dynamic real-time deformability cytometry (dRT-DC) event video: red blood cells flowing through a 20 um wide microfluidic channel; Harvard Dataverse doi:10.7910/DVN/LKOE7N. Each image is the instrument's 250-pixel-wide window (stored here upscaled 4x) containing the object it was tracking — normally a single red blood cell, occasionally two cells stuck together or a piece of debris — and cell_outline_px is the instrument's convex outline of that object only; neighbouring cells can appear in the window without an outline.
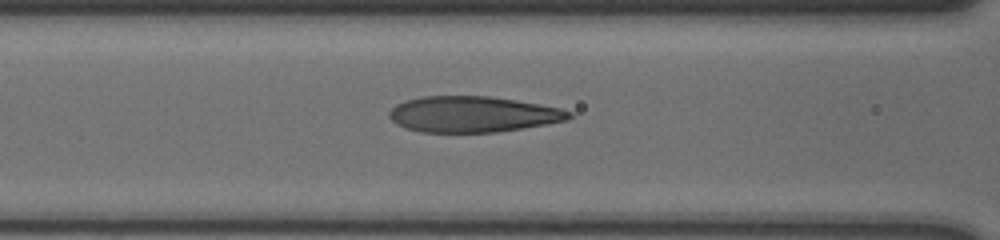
{"species": "human", "species_latin": "Homo sapiens", "temperature_condition": "cold", "stored_images_in_passage": 45, "camera_frame_rate_fps": 3000, "um_per_image_px": 0.085, "donor": {"sex": "male"}, "frame": {"image": 1, "passage_image": 20, "time_ms": 6.333, "image_size_px": [1000, 240], "cell_outline_px": [[572, 116], [568, 120], [496, 132], [420, 132], [404, 128], [396, 124], [388, 116], [388, 112], [396, 104], [408, 100], [424, 96], [488, 96], [516, 100], [540, 104], [560, 108], [572, 112]], "centroid_in_image_um": [40.16, 9.71], "position_along_channel_um": 126.4, "area_um2": 37.51}}
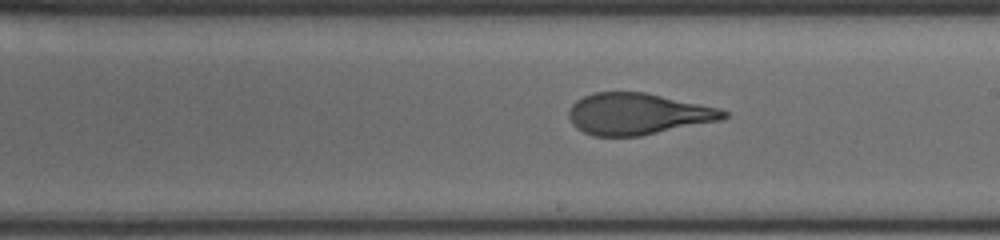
{"frame": {"image": 2, "passage_image": 29, "time_ms": 9.333, "image_size_px": [1000, 240], "cell_outline_px": [[728, 116], [724, 120], [640, 136], [592, 136], [576, 128], [572, 124], [568, 116], [568, 112], [572, 104], [576, 100], [584, 96], [596, 92], [644, 92], [720, 108], [728, 112]], "centroid_in_image_um": [54.23, 9.69], "position_along_channel_um": 234.8, "area_um2": 37.57}}
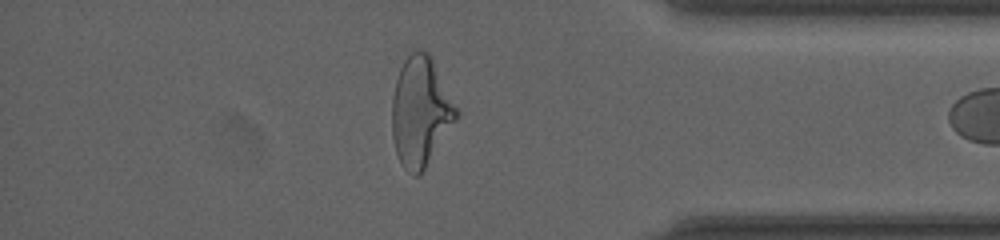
{"frame": {"image": 3, "passage_image": 44, "time_ms": 14.333, "image_size_px": [1000, 240], "cell_outline_px": [[460, 112], [456, 120], [420, 176], [412, 176], [404, 168], [396, 152], [392, 136], [392, 96], [396, 80], [400, 68], [404, 60], [412, 52], [428, 52]], "centroid_in_image_um": [35.74, 9.53], "position_along_channel_um": 399.5, "area_um2": 40.63}}